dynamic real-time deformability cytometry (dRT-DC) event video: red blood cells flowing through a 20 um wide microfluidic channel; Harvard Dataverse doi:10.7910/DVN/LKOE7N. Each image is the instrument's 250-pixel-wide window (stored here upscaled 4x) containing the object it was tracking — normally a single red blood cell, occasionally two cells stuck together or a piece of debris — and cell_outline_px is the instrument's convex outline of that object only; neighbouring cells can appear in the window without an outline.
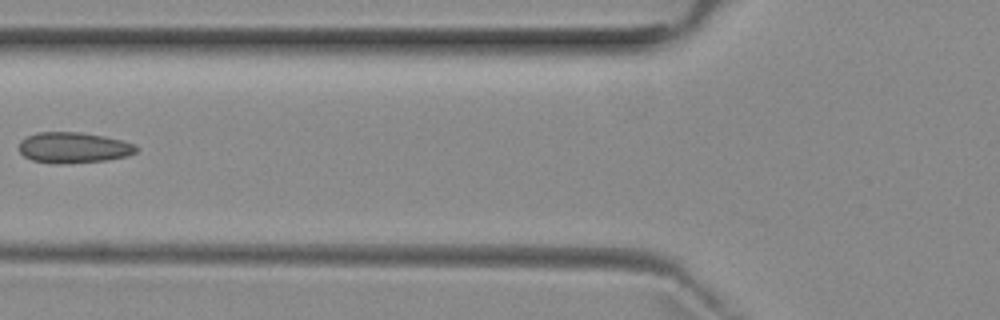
{"species": "common noctule bat (a hibernating species)", "species_latin": "Nyctalus noctula", "temperature_condition": "room temperature", "stored_images_in_passage": 4, "camera_frame_rate_fps": 3000, "um_per_image_px": 0.085, "animal": {"sex": "female", "body_mass_g": 29.2, "forearm_length_mm": 56.3}, "frame": {"image": 1, "passage_image": 4, "time_ms": 3.667, "image_size_px": [1000, 320], "cell_outline_px": [[140, 148], [136, 152], [124, 156], [104, 160], [60, 164], [56, 164], [32, 160], [24, 156], [20, 152], [20, 140], [36, 132], [80, 132], [104, 136], [136, 144]], "centroid_in_image_um": [6.24, 12.54], "position_along_channel_um": 119.6, "area_um2": 20.92}}